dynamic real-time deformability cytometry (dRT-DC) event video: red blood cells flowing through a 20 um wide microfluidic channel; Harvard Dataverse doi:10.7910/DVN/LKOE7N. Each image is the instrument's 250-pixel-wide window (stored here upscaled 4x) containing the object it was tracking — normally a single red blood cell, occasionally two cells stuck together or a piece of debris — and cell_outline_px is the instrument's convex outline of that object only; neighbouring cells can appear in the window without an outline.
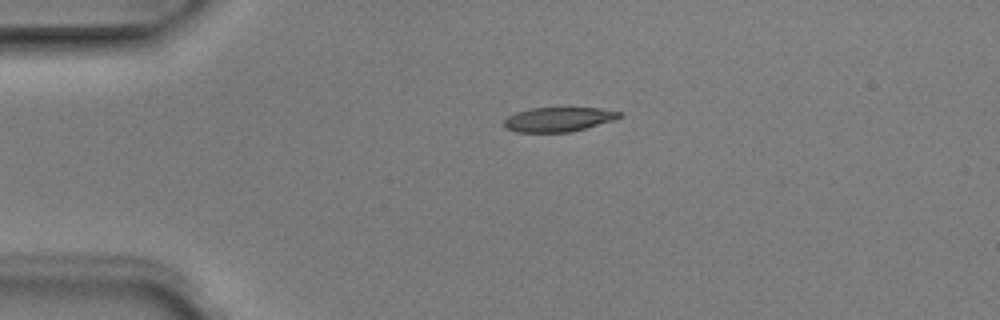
{"species": "Egyptian fruit bat (a non-hibernating species)", "species_latin": "Rousettus aegyptiacus", "temperature_condition": "room temperature", "stored_images_in_passage": 2, "camera_frame_rate_fps": 3000, "um_per_image_px": 0.085, "animal": {"sex": "male"}, "frame": {"image": 1, "passage_image": 1, "time_ms": 0.0, "image_size_px": [1000, 320], "cell_outline_px": [[620, 116], [616, 120], [568, 132], [516, 132], [508, 128], [504, 124], [504, 120], [508, 116], [516, 112], [532, 108], [600, 108], [620, 112]], "centroid_in_image_um": [47.47, 10.14], "position_along_channel_um": 37.5, "area_um2": 16.18}}